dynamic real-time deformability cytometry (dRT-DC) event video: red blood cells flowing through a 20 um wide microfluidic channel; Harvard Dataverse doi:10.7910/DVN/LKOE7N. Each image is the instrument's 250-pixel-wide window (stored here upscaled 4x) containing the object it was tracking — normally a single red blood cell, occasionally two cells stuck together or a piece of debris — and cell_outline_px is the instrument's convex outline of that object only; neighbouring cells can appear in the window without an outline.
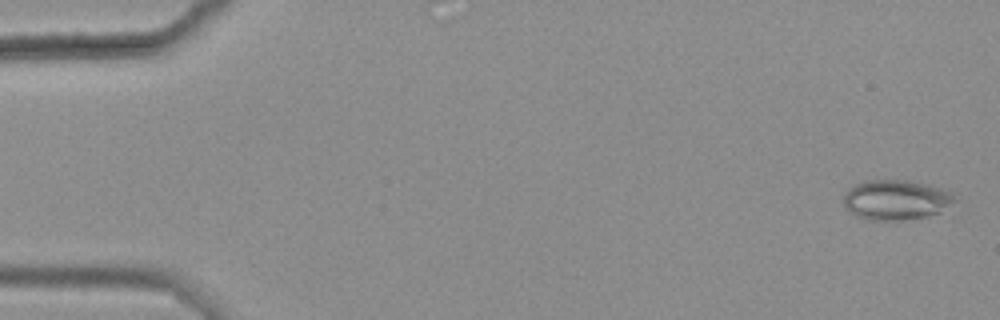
{"species": "common noctule bat (a hibernating species)", "species_latin": "Nyctalus noctula", "temperature_condition": "warm", "stored_images_in_passage": 49, "camera_frame_rate_fps": 3000, "um_per_image_px": 0.085, "animal": {"sex": "female", "body_mass_g": 25.1}, "frame": {"image": 1, "passage_image": 2, "time_ms": 0.333, "image_size_px": [1000, 320], "cell_outline_px": [[956, 200], [940, 212], [924, 216], [900, 220], [868, 220], [856, 216], [844, 204], [844, 196], [848, 188], [864, 180], [908, 180], [940, 188], [952, 192]], "centroid_in_image_um": [76.14, 16.98], "position_along_channel_um": 8.9, "area_um2": 25.61}}
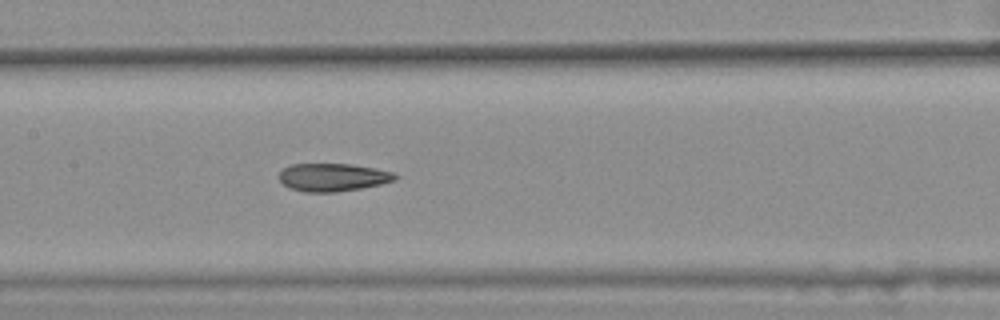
{"frame": {"image": 2, "passage_image": 28, "time_ms": 9.0, "image_size_px": [1000, 320], "cell_outline_px": [[400, 176], [396, 180], [380, 184], [360, 188], [336, 192], [304, 192], [288, 188], [280, 180], [280, 172], [284, 168], [292, 164], [352, 164], [396, 172]], "centroid_in_image_um": [28.33, 15.07], "position_along_channel_um": 179.1, "area_um2": 18.96}}
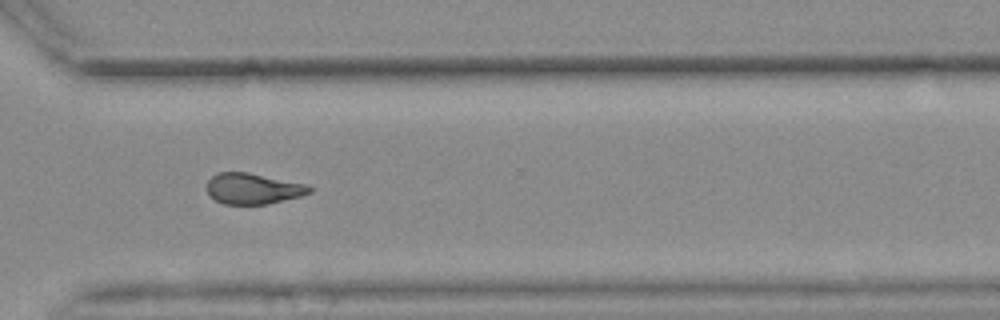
{"frame": {"image": 3, "passage_image": 42, "time_ms": 13.667, "image_size_px": [1000, 320], "cell_outline_px": [[312, 192], [300, 196], [268, 204], [224, 204], [208, 196], [204, 188], [208, 180], [212, 176], [220, 172], [248, 172], [308, 184], [312, 188]], "centroid_in_image_um": [21.48, 16.03], "position_along_channel_um": 349.1, "area_um2": 18.73}, "authors_computed_cell_mechanics": {"area_um2": 19.4786, "velocity_mm_per_s": 3.6424, "shape_relaxation_time_tau1_ms": null, "shape_relaxation_time_tau2_ms": 2.586, "deformation_change_tau1": null, "deformation_change_tau2": 0.1068}}